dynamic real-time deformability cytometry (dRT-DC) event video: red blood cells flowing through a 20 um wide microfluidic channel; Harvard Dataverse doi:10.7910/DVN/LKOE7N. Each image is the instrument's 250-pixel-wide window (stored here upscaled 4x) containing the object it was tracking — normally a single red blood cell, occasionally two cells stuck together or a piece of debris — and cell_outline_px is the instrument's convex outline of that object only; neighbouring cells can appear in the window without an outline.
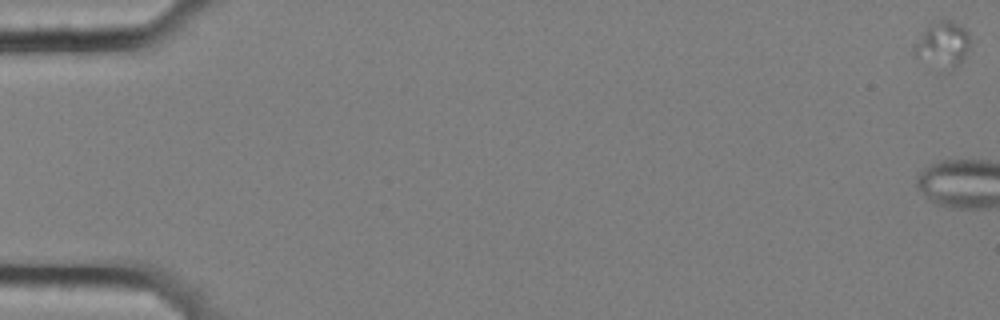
{"species": "common noctule bat (a hibernating species)", "species_latin": "Nyctalus noctula", "temperature_condition": "cold", "stored_images_in_passage": 4, "camera_frame_rate_fps": 3000, "um_per_image_px": 0.085, "animal": {"sex": "female", "body_mass_g": 25.1}, "frame": {"image": 1, "passage_image": 1, "time_ms": 0.0, "image_size_px": [1000, 320], "cell_outline_px": [[968, 48], [964, 56], [948, 72], [940, 76], [916, 56], [912, 52], [912, 48], [924, 32], [932, 24], [940, 20], [948, 20], [960, 24], [968, 32]], "centroid_in_image_um": [80.08, 3.9], "position_along_channel_um": 4.9, "area_um2": 15.14}}